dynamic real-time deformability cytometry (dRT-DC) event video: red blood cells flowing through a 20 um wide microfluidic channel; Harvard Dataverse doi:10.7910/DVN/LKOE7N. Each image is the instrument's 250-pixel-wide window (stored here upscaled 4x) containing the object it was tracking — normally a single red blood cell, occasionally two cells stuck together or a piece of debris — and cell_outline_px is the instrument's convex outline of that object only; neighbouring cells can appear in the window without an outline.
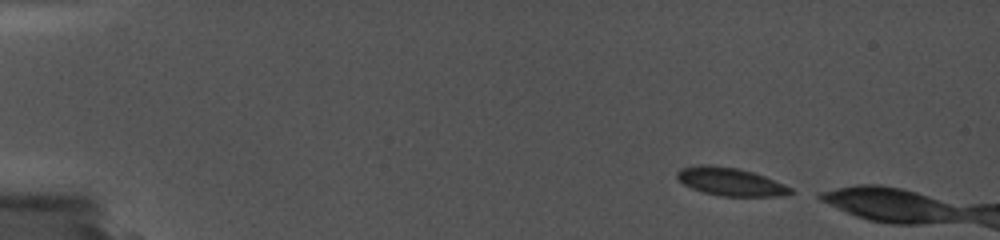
{"species": "common noctule bat (a hibernating species)", "species_latin": "Nyctalus noctula", "temperature_condition": "cold", "stored_images_in_passage": 4, "camera_frame_rate_fps": 5000, "um_per_image_px": 0.085, "animal": {"sex": "female", "body_mass_g": 19.0, "forearm_length_mm": 56.7}, "frame": {"image": 1, "passage_image": 1, "time_ms": 0.0, "image_size_px": [1000, 240], "cell_outline_px": [[796, 192], [788, 196], [724, 196], [704, 192], [692, 188], [684, 184], [676, 176], [676, 172], [680, 168], [700, 164], [712, 164], [740, 168], [764, 176], [784, 184], [792, 188]], "centroid_in_image_um": [62.12, 15.43], "position_along_channel_um": 22.9, "area_um2": 18.73}}